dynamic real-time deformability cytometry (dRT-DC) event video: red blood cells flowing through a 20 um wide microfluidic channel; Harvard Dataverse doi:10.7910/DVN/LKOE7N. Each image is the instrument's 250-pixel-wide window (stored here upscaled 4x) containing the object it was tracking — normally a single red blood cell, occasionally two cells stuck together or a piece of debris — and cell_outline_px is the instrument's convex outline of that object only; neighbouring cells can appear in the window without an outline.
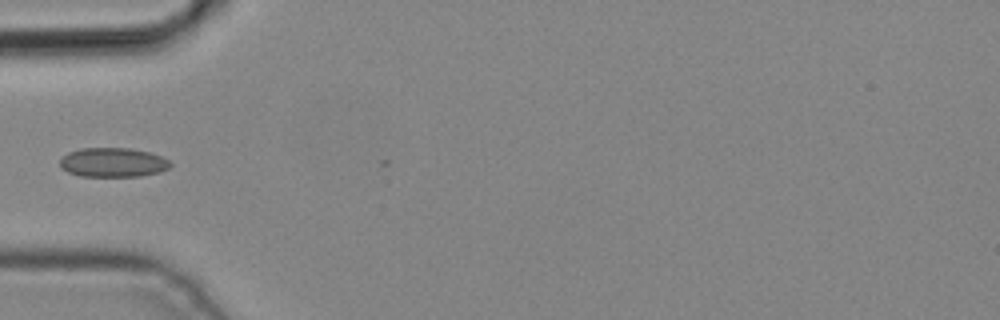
{"species": "common noctule bat (a hibernating species)", "species_latin": "Nyctalus noctula", "temperature_condition": "cold", "stored_images_in_passage": 3, "camera_frame_rate_fps": 3000, "um_per_image_px": 0.085, "animal": {"sex": "male", "body_mass_g": 19.2, "forearm_length_mm": 51.8}, "frame": {"image": 1, "passage_image": 3, "time_ms": 0.667, "image_size_px": [1000, 320], "cell_outline_px": [[172, 164], [168, 168], [160, 172], [140, 176], [80, 176], [68, 172], [60, 168], [60, 160], [68, 152], [80, 148], [132, 148], [148, 152], [160, 156], [168, 160]], "centroid_in_image_um": [9.58, 13.8], "position_along_channel_um": 75.4, "area_um2": 18.84}}